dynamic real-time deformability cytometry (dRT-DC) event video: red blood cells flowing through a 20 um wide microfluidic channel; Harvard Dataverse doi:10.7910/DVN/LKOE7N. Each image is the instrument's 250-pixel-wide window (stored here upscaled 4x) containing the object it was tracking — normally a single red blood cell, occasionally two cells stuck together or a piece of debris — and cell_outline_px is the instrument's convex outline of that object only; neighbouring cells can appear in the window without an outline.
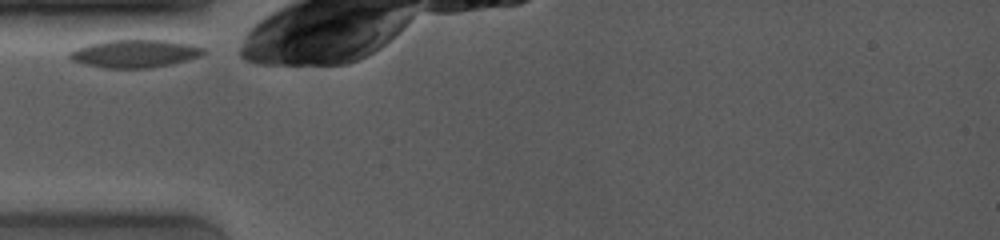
{"species": "common noctule bat (a hibernating species)", "species_latin": "Nyctalus noctula", "temperature_condition": "room temperature", "stored_images_in_passage": 2, "camera_frame_rate_fps": 4000, "um_per_image_px": 0.085, "animal": {"sex": "female", "body_mass_g": 19.0, "forearm_length_mm": 53.3}, "frame": {"image": 1, "passage_image": 1, "time_ms": 0.0, "image_size_px": [1000, 240], "cell_outline_px": [[208, 52], [200, 56], [188, 60], [172, 64], [152, 68], [108, 68], [84, 64], [72, 60], [68, 56], [68, 52], [76, 48], [88, 44], [108, 40], [164, 40], [188, 44], [204, 48]], "centroid_in_image_um": [11.47, 4.56], "position_along_channel_um": 73.5, "area_um2": 21.79}}